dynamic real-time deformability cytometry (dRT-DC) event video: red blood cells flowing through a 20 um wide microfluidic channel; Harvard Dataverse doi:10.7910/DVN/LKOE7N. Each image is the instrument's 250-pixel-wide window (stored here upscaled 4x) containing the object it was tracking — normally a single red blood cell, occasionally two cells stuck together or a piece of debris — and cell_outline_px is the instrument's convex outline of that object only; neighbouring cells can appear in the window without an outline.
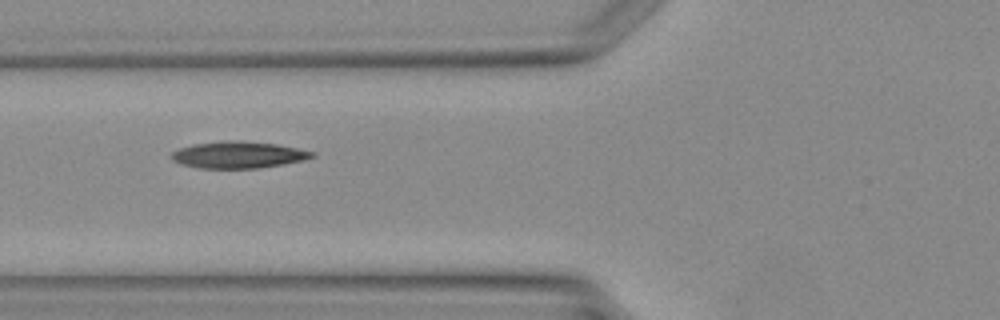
{"species": "Egyptian fruit bat (a non-hibernating species)", "species_latin": "Rousettus aegyptiacus", "temperature_condition": "warm", "stored_images_in_passage": 3, "camera_frame_rate_fps": 3000, "um_per_image_px": 0.085, "animal": {"sex": "female"}, "frame": {"image": 1, "passage_image": 2, "time_ms": 2.0, "image_size_px": [1000, 320], "cell_outline_px": [[316, 156], [304, 160], [284, 164], [256, 168], [196, 168], [180, 164], [172, 160], [168, 156], [172, 152], [180, 148], [192, 144], [228, 140], [240, 140], [276, 144], [316, 152]], "centroid_in_image_um": [20.23, 13.16], "position_along_channel_um": 105.6, "area_um2": 22.08}}
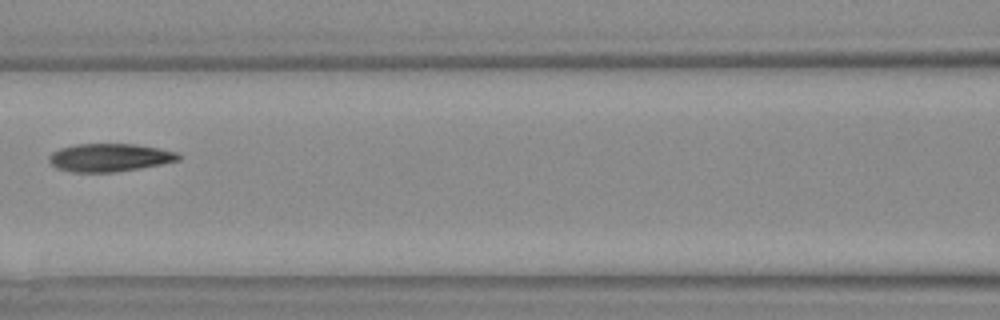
{"frame": {"image": 2, "passage_image": 3, "time_ms": 3.0, "image_size_px": [1000, 320], "cell_outline_px": [[180, 156], [176, 160], [160, 164], [112, 172], [72, 172], [56, 168], [48, 160], [48, 156], [52, 152], [60, 148], [76, 144], [136, 144], [176, 152]], "centroid_in_image_um": [9.22, 13.38], "position_along_channel_um": 157.4, "area_um2": 20.75}}